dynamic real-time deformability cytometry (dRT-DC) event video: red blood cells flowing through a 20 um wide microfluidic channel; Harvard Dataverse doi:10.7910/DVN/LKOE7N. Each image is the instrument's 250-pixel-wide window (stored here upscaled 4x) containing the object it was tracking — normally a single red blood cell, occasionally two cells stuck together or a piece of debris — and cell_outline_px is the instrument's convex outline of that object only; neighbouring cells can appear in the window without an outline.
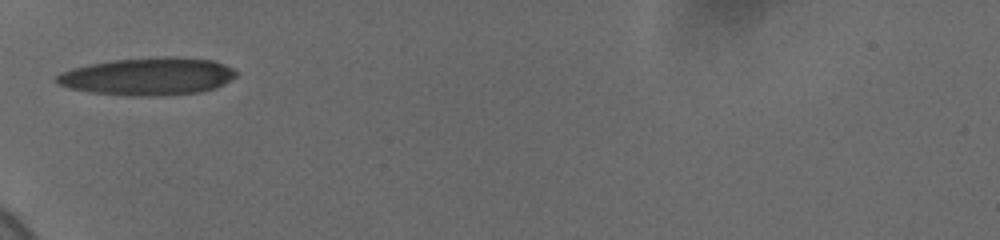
{"species": "human", "species_latin": "Homo sapiens", "temperature_condition": "cold", "stored_images_in_passage": 36, "camera_frame_rate_fps": 3000, "um_per_image_px": 0.085, "donor": {"sex": "female"}, "frame": {"image": 1, "passage_image": 1, "time_ms": 0.0, "image_size_px": [1000, 240], "cell_outline_px": [[236, 76], [224, 84], [216, 88], [196, 92], [156, 96], [132, 96], [92, 92], [72, 88], [60, 84], [56, 80], [56, 76], [60, 72], [72, 68], [88, 64], [112, 60], [164, 56], [176, 56], [212, 60], [224, 64], [232, 68], [236, 72]], "centroid_in_image_um": [12.59, 6.48], "position_along_channel_um": 72.4, "area_um2": 39.19}}
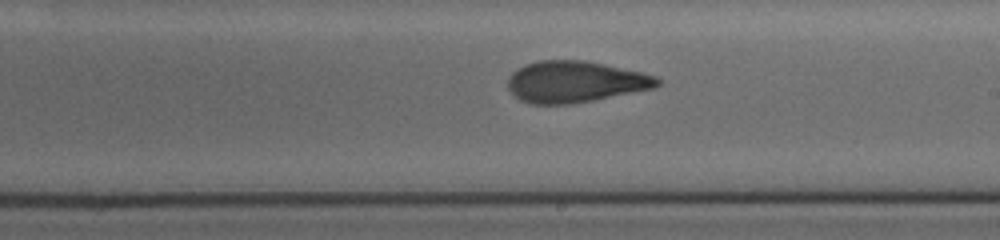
{"frame": {"image": 2, "passage_image": 15, "time_ms": 4.667, "image_size_px": [1000, 240], "cell_outline_px": [[660, 84], [656, 88], [592, 100], [568, 104], [532, 104], [520, 100], [508, 88], [508, 76], [516, 68], [524, 64], [540, 60], [584, 60], [604, 64], [640, 72], [656, 76], [660, 80]], "centroid_in_image_um": [48.87, 6.94], "position_along_channel_um": 240.1, "area_um2": 36.01}}
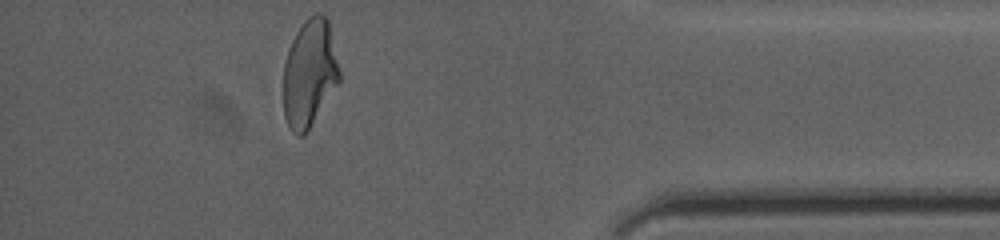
{"frame": {"image": 3, "passage_image": 31, "time_ms": 10.0, "image_size_px": [1000, 240], "cell_outline_px": [[340, 80], [304, 136], [300, 136], [292, 132], [284, 116], [284, 64], [288, 48], [296, 32], [308, 16], [316, 12], [320, 12], [328, 20], [340, 72]], "centroid_in_image_um": [26.3, 6.21], "position_along_channel_um": 408.9, "area_um2": 34.85}, "authors_computed_cell_mechanics": {"area_um2": 36.0672, "velocity_mm_per_s": 3.6891, "shape_relaxation_time_tau1_ms": 7.3982, "shape_relaxation_time_tau2_ms": 1.6455, "deformation_change_tau1": 0.2333, "deformation_change_tau2": 0.0961}}